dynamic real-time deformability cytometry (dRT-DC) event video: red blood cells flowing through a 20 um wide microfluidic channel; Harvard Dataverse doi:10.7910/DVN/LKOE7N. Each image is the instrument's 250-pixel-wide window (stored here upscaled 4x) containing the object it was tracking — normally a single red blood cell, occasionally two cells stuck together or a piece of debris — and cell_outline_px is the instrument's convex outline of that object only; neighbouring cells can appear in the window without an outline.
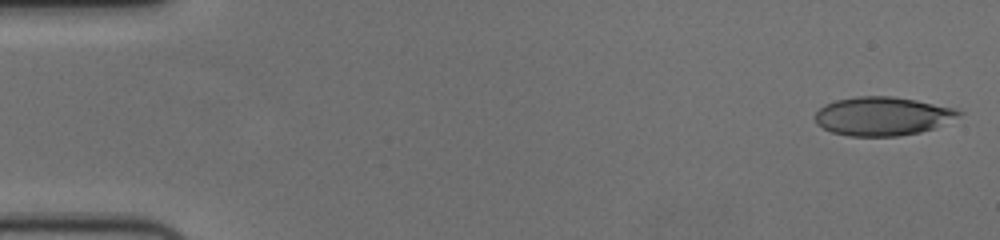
{"species": "human", "species_latin": "Homo sapiens", "temperature_condition": "cold", "stored_images_in_passage": 56, "camera_frame_rate_fps": 3000, "um_per_image_px": 0.085, "donor": {"sex": "female"}, "frame": {"image": 1, "passage_image": 2, "time_ms": 0.333, "image_size_px": [1000, 240], "cell_outline_px": [[964, 112], [936, 128], [920, 132], [900, 136], [848, 136], [832, 132], [816, 124], [816, 112], [824, 104], [836, 100], [856, 96], [892, 96], [916, 100], [956, 108]], "centroid_in_image_um": [75.01, 9.87], "position_along_channel_um": 10.0, "area_um2": 32.43}}
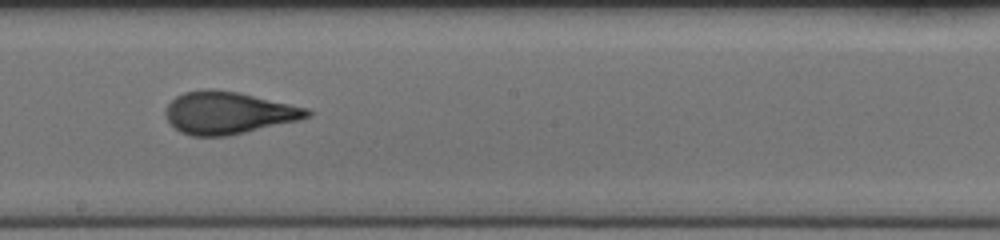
{"frame": {"image": 2, "passage_image": 32, "time_ms": 10.333, "image_size_px": [1000, 240], "cell_outline_px": [[312, 116], [300, 120], [244, 132], [224, 136], [192, 136], [180, 132], [168, 120], [164, 112], [168, 104], [176, 96], [184, 92], [204, 88], [212, 88], [240, 92], [308, 108], [312, 112]], "centroid_in_image_um": [19.41, 9.57], "position_along_channel_um": 228.8, "area_um2": 34.97}}
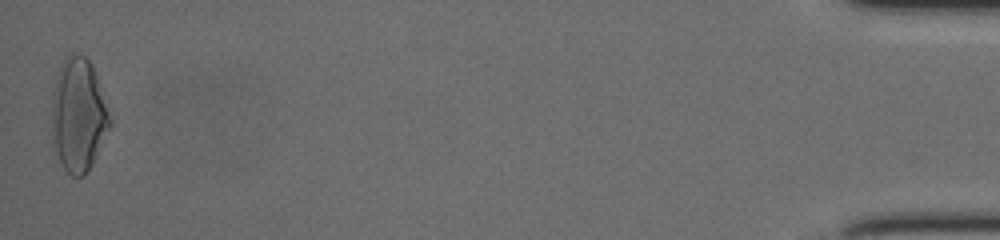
{"frame": {"image": 3, "passage_image": 56, "time_ms": 18.333, "image_size_px": [1000, 240], "cell_outline_px": [[112, 124], [92, 164], [84, 176], [72, 176], [64, 168], [52, 152], [52, 100], [56, 80], [60, 68], [64, 60], [72, 52], [84, 56], [88, 60], [96, 76], [112, 120]], "centroid_in_image_um": [6.65, 9.84], "position_along_channel_um": 428.5, "area_um2": 38.26}, "authors_computed_cell_mechanics": {"area_um2": 34.1598, "velocity_mm_per_s": 3.6944, "shape_relaxation_time_tau1_ms": 5.9993, "shape_relaxation_time_tau2_ms": 0.8158, "deformation_change_tau1": 0.1869, "deformation_change_tau2": 0.0765}}